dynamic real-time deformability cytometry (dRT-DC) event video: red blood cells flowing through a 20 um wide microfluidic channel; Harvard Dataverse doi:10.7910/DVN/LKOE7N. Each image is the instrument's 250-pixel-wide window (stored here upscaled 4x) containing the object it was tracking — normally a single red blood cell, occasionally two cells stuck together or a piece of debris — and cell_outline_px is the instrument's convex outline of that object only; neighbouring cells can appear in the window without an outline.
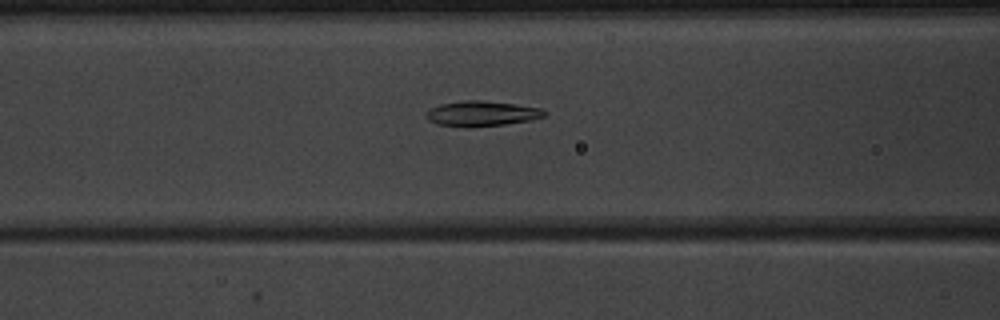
{"species": "common noctule bat (a hibernating species)", "species_latin": "Nyctalus noctula", "temperature_condition": "warm", "stored_images_in_passage": 42, "camera_frame_rate_fps": 3000, "um_per_image_px": 0.085, "animal": {"sex": "male", "body_mass_g": 20.1, "forearm_length_mm": 53.5}, "frame": {"image": 1, "passage_image": 13, "time_ms": 4.0, "image_size_px": [1000, 320], "cell_outline_px": [[544, 116], [532, 120], [504, 124], [436, 124], [428, 120], [424, 116], [432, 108], [440, 104], [464, 100], [484, 100], [544, 108]], "centroid_in_image_um": [40.99, 9.6], "position_along_channel_um": 125.6, "area_um2": 16.47}}
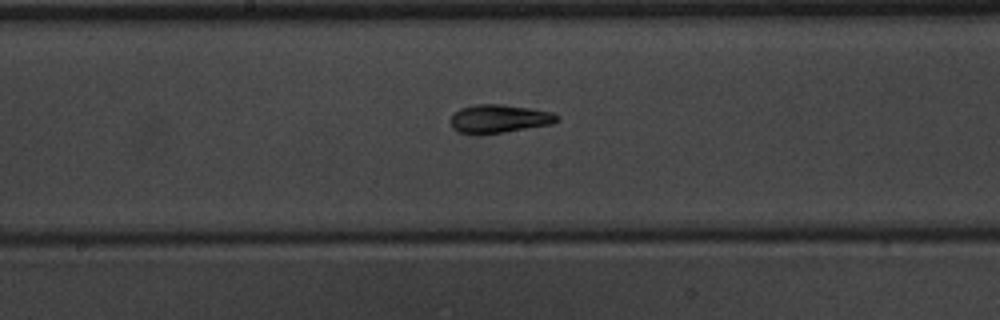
{"frame": {"image": 2, "passage_image": 19, "time_ms": 6.0, "image_size_px": [1000, 320], "cell_outline_px": [[560, 120], [552, 124], [480, 136], [476, 136], [460, 132], [452, 128], [448, 120], [452, 112], [460, 108], [476, 104], [500, 104], [528, 108], [552, 112], [560, 116]], "centroid_in_image_um": [42.36, 10.11], "position_along_channel_um": 205.8, "area_um2": 18.09}}
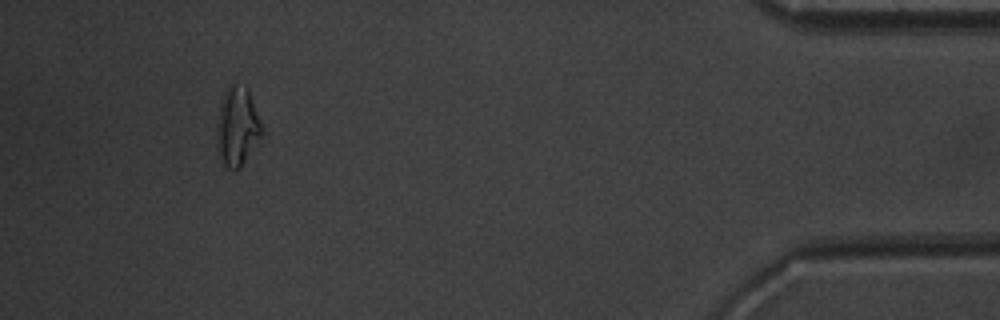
{"frame": {"image": 3, "passage_image": 39, "time_ms": 12.667, "image_size_px": [1000, 320], "cell_outline_px": [[264, 132], [260, 140], [240, 168], [228, 168], [224, 164], [220, 156], [216, 144], [216, 124], [220, 104], [224, 92], [232, 84], [236, 84], [248, 88], [264, 128]], "centroid_in_image_um": [20.19, 10.75], "position_along_channel_um": 415.0, "area_um2": 20.92}, "authors_computed_cell_mechanics": {"area_um2": 17.34, "velocity_mm_per_s": 4.0021, "shape_relaxation_time_tau1_ms": 8.1497, "shape_relaxation_time_tau2_ms": 1.7958, "deformation_change_tau1": 0.2353, "deformation_change_tau2": 0.0713}}